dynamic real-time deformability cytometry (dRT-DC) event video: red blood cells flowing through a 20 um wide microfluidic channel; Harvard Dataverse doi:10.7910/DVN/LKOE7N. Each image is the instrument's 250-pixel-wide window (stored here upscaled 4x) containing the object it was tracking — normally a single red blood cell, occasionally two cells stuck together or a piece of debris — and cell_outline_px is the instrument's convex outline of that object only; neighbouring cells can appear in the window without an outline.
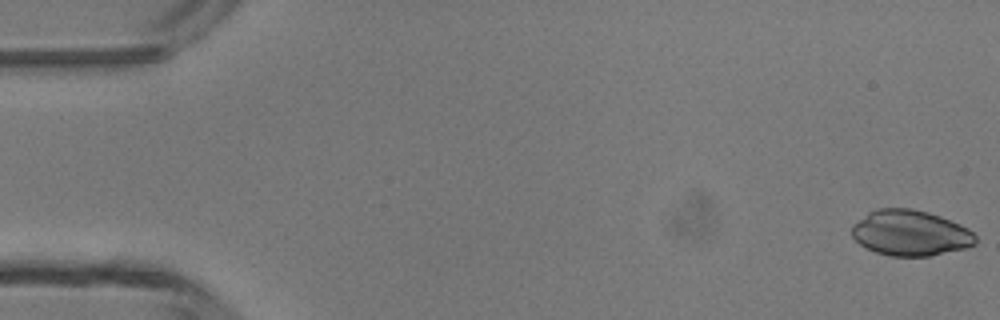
{"species": "common noctule bat (a hibernating species)", "species_latin": "Nyctalus noctula", "temperature_condition": "room temperature", "stored_images_in_passage": 6, "camera_frame_rate_fps": 3000, "um_per_image_px": 0.085, "animal": {"sex": "male", "body_mass_g": 13.3}, "frame": {"image": 1, "passage_image": 1, "time_ms": 0.0, "image_size_px": [1000, 320], "cell_outline_px": [[976, 244], [964, 248], [928, 256], [892, 256], [876, 252], [860, 244], [852, 236], [852, 224], [868, 212], [876, 208], [912, 208], [928, 212], [940, 216], [960, 224], [968, 228], [976, 236]], "centroid_in_image_um": [77.37, 19.79], "position_along_channel_um": 7.6, "area_um2": 32.83}}